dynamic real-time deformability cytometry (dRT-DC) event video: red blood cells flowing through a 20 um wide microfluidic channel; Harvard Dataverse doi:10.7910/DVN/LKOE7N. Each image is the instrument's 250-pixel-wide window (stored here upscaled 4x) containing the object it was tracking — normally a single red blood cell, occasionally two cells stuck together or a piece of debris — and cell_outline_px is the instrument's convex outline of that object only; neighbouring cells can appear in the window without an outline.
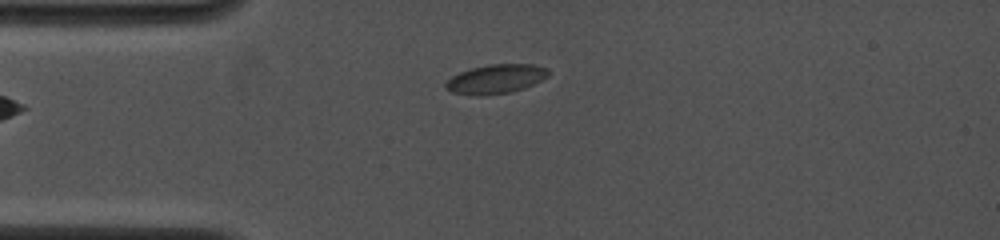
{"species": "common noctule bat (a hibernating species)", "species_latin": "Nyctalus noctula", "temperature_condition": "cold", "stored_images_in_passage": 13, "camera_frame_rate_fps": 4000, "um_per_image_px": 0.085, "animal": {"sex": "female", "body_mass_g": 19.0, "forearm_length_mm": 53.3}, "frame": {"image": 1, "passage_image": 1, "time_ms": 0.0, "image_size_px": [1000, 240], "cell_outline_px": [[548, 76], [524, 88], [512, 92], [480, 96], [476, 96], [452, 92], [444, 88], [444, 84], [452, 76], [460, 72], [472, 68], [488, 64], [532, 64], [548, 68]], "centroid_in_image_um": [42.12, 6.72], "position_along_channel_um": 42.9, "area_um2": 17.46}}
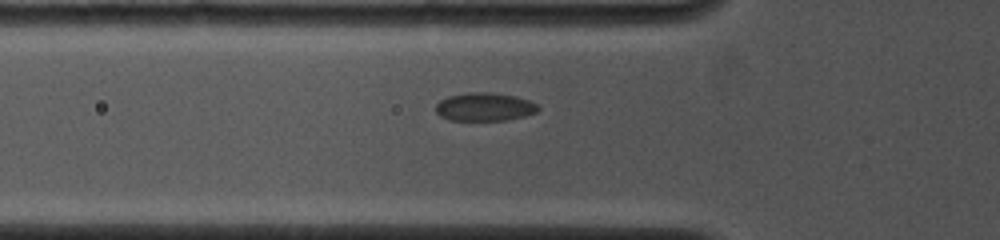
{"frame": {"image": 2, "passage_image": 7, "time_ms": 1.5, "image_size_px": [1000, 240], "cell_outline_px": [[540, 108], [536, 112], [524, 116], [508, 120], [448, 120], [440, 116], [436, 112], [436, 104], [440, 100], [448, 96], [468, 92], [492, 92], [516, 96], [528, 100], [536, 104]], "centroid_in_image_um": [41.17, 9.08], "position_along_channel_um": 84.6, "area_um2": 16.94}}
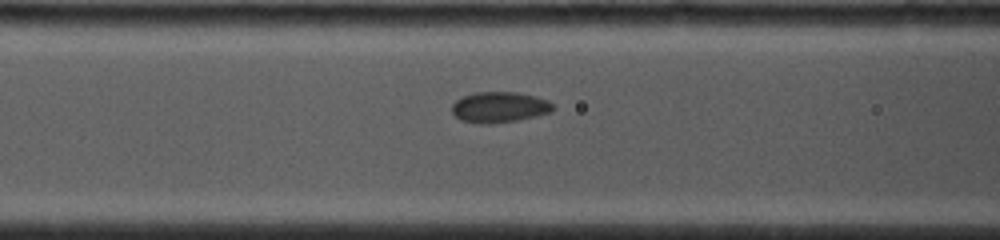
{"frame": {"image": 3, "passage_image": 13, "time_ms": 2.5, "image_size_px": [1000, 240], "cell_outline_px": [[556, 108], [552, 112], [536, 116], [516, 120], [492, 124], [480, 124], [460, 120], [452, 112], [452, 104], [456, 100], [464, 96], [476, 92], [516, 92], [548, 100]], "centroid_in_image_um": [42.45, 9.12], "position_along_channel_um": 124.2, "area_um2": 18.09}}